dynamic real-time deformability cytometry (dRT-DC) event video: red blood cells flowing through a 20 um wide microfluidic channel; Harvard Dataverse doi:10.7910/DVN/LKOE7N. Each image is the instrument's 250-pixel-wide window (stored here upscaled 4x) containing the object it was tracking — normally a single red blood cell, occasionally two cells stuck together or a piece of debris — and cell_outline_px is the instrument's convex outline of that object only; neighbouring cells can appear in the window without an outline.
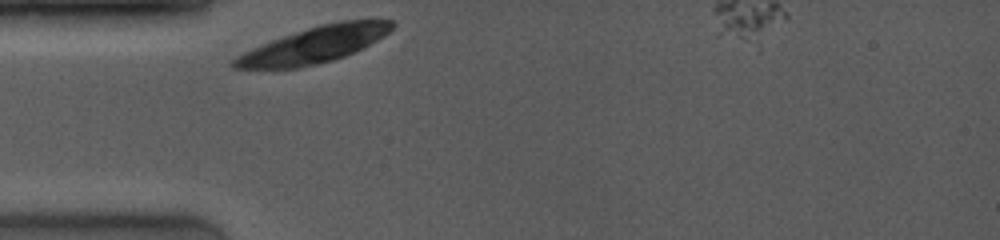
{"species": "common noctule bat (a hibernating species)", "species_latin": "Nyctalus noctula", "temperature_condition": "room temperature", "stored_images_in_passage": 2, "camera_frame_rate_fps": 4000, "um_per_image_px": 0.085, "animal": {"sex": "female", "body_mass_g": 19.0, "forearm_length_mm": 53.3}, "frame": {"image": 1, "passage_image": 1, "time_ms": 0.0, "image_size_px": [1000, 240], "cell_outline_px": [[396, 24], [384, 36], [364, 48], [344, 56], [332, 60], [300, 68], [232, 68], [228, 64], [236, 56], [252, 48], [272, 40], [320, 24], [344, 20], [376, 16], [392, 20]], "centroid_in_image_um": [26.8, 3.77], "position_along_channel_um": 58.2, "area_um2": 33.7}}